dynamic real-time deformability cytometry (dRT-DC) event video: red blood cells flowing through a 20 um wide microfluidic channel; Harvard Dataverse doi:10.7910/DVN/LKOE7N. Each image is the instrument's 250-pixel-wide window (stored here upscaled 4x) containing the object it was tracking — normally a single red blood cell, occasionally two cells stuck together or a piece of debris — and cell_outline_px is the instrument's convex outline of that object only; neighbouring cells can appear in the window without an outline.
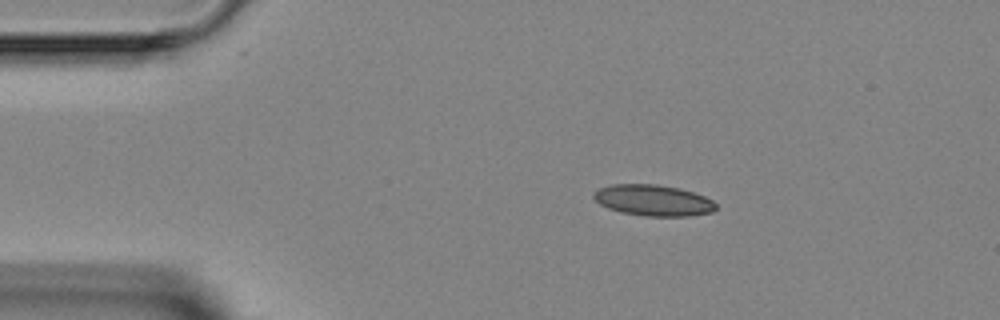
{"species": "Egyptian fruit bat (a non-hibernating species)", "species_latin": "Rousettus aegyptiacus", "temperature_condition": "room temperature", "stored_images_in_passage": 3, "camera_frame_rate_fps": 3000, "um_per_image_px": 0.085, "animal": {"sex": "female"}, "frame": {"image": 1, "passage_image": 1, "time_ms": 0.0, "image_size_px": [1000, 320], "cell_outline_px": [[716, 208], [712, 212], [688, 216], [644, 216], [620, 212], [608, 208], [600, 204], [592, 196], [592, 192], [600, 188], [612, 184], [656, 184], [680, 188], [704, 196], [712, 200], [716, 204]], "centroid_in_image_um": [55.5, 17.02], "position_along_channel_um": 29.5, "area_um2": 22.2}}
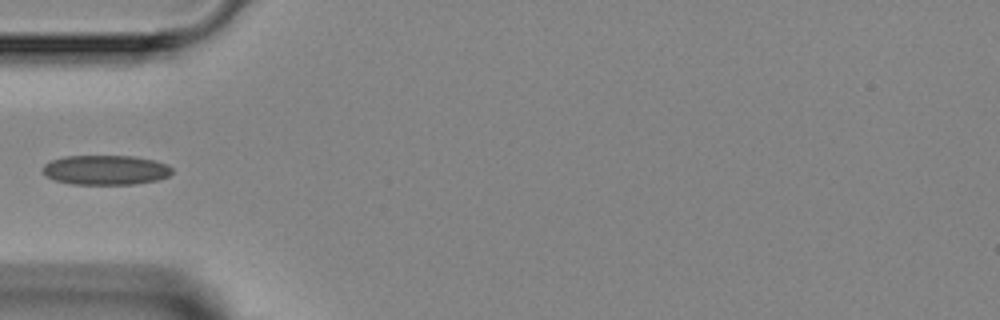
{"frame": {"image": 2, "passage_image": 3, "time_ms": 2.333, "image_size_px": [1000, 320], "cell_outline_px": [[172, 172], [168, 176], [156, 180], [136, 184], [72, 184], [56, 180], [44, 176], [40, 168], [44, 164], [52, 160], [64, 156], [132, 156], [152, 160], [164, 164], [172, 168]], "centroid_in_image_um": [8.91, 14.45], "position_along_channel_um": 76.1, "area_um2": 22.31}}